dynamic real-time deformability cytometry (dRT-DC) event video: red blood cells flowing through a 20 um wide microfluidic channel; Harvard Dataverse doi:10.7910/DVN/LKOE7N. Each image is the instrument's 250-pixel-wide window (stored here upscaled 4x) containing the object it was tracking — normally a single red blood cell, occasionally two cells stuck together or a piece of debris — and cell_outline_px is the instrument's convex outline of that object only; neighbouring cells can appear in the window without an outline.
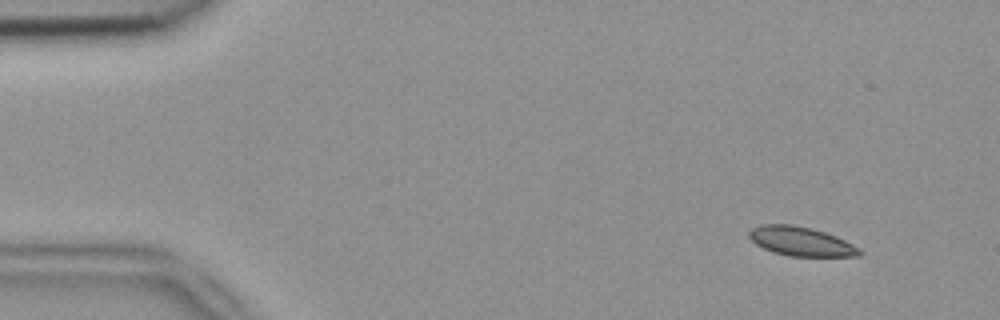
{"species": "common noctule bat (a hibernating species)", "species_latin": "Nyctalus noctula", "temperature_condition": "room temperature", "stored_images_in_passage": 4, "camera_frame_rate_fps": 3000, "um_per_image_px": 0.085, "animal": {"sex": "female", "body_mass_g": 18.4}, "frame": {"image": 1, "passage_image": 1, "time_ms": 0.0, "image_size_px": [1000, 320], "cell_outline_px": [[864, 252], [860, 256], [788, 256], [772, 252], [756, 244], [748, 236], [748, 232], [752, 228], [760, 224], [792, 224], [812, 228], [836, 236], [860, 248]], "centroid_in_image_um": [68.08, 20.51], "position_along_channel_um": 16.9, "area_um2": 18.84}}
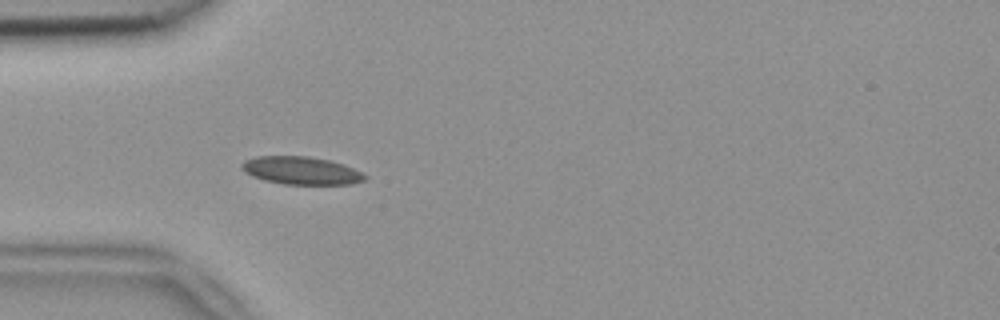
{"frame": {"image": 2, "passage_image": 4, "time_ms": 1.0, "image_size_px": [1000, 320], "cell_outline_px": [[368, 176], [364, 180], [352, 184], [284, 184], [264, 180], [252, 176], [244, 172], [240, 168], [240, 164], [244, 160], [256, 156], [308, 156], [328, 160], [344, 164]], "centroid_in_image_um": [25.56, 14.49], "position_along_channel_um": 59.4, "area_um2": 20.0}}